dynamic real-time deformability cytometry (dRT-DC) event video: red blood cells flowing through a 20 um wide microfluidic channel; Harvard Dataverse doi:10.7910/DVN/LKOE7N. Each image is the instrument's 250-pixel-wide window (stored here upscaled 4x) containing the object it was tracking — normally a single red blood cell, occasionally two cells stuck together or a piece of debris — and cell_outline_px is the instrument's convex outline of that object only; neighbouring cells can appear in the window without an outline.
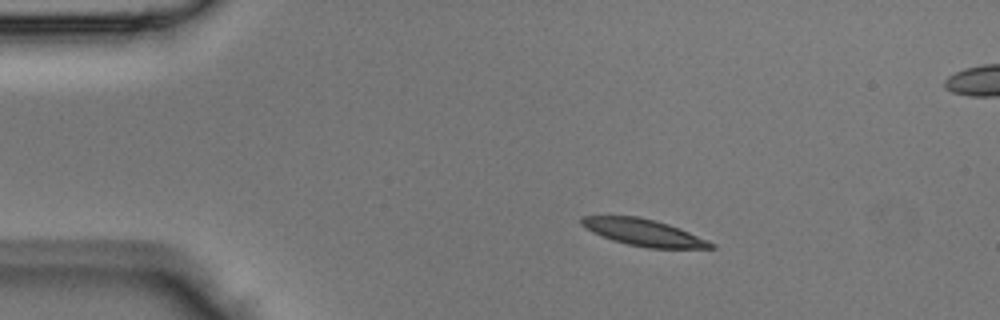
{"species": "Egyptian fruit bat (a non-hibernating species)", "species_latin": "Rousettus aegyptiacus", "temperature_condition": "room temperature", "stored_images_in_passage": 38, "camera_frame_rate_fps": 3000, "um_per_image_px": 0.085, "animal": {"sex": "male"}, "frame": {"image": 1, "passage_image": 1, "time_ms": 0.0, "image_size_px": [1000, 320], "cell_outline_px": [[716, 248], [648, 248], [628, 244], [612, 240], [592, 232], [580, 224], [580, 216], [636, 216], [656, 220], [680, 228], [708, 240], [716, 244]], "centroid_in_image_um": [54.71, 19.76], "position_along_channel_um": 30.3, "area_um2": 20.17}}
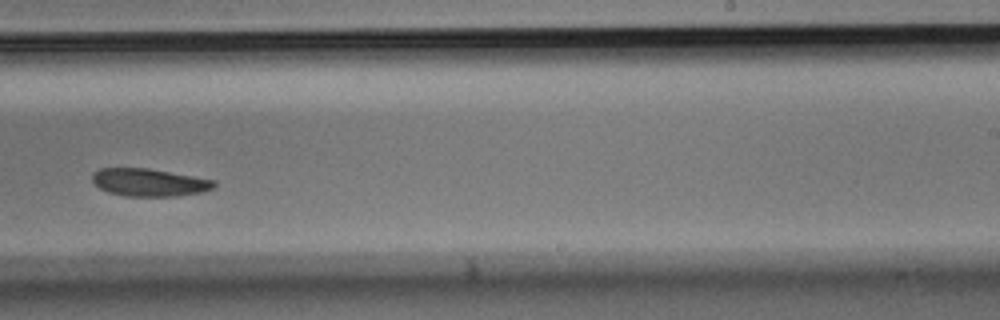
{"frame": {"image": 2, "passage_image": 21, "time_ms": 6.667, "image_size_px": [1000, 320], "cell_outline_px": [[216, 188], [204, 192], [176, 196], [124, 196], [108, 192], [100, 188], [92, 180], [92, 172], [100, 168], [148, 168], [216, 180]], "centroid_in_image_um": [12.71, 15.5], "position_along_channel_um": 276.3, "area_um2": 19.83}}
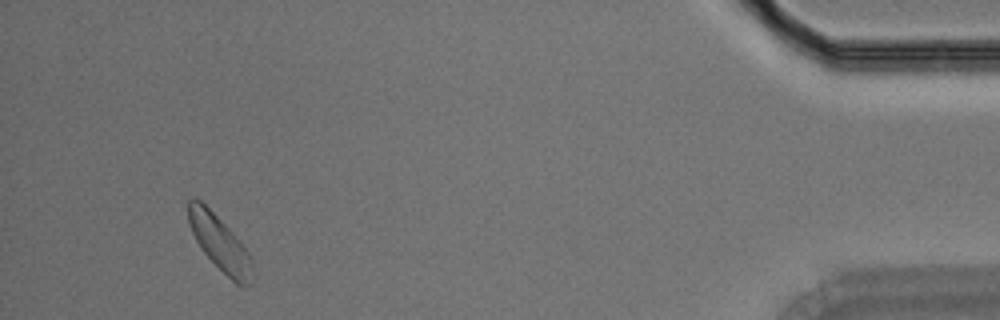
{"frame": {"image": 3, "passage_image": 35, "time_ms": 11.333, "image_size_px": [1000, 320], "cell_outline_px": [[248, 288], [244, 288], [236, 284], [200, 248], [188, 224], [188, 200], [192, 196], [200, 200], [232, 232], [248, 252]], "centroid_in_image_um": [18.57, 20.59], "position_along_channel_um": 416.6, "area_um2": 19.42}}